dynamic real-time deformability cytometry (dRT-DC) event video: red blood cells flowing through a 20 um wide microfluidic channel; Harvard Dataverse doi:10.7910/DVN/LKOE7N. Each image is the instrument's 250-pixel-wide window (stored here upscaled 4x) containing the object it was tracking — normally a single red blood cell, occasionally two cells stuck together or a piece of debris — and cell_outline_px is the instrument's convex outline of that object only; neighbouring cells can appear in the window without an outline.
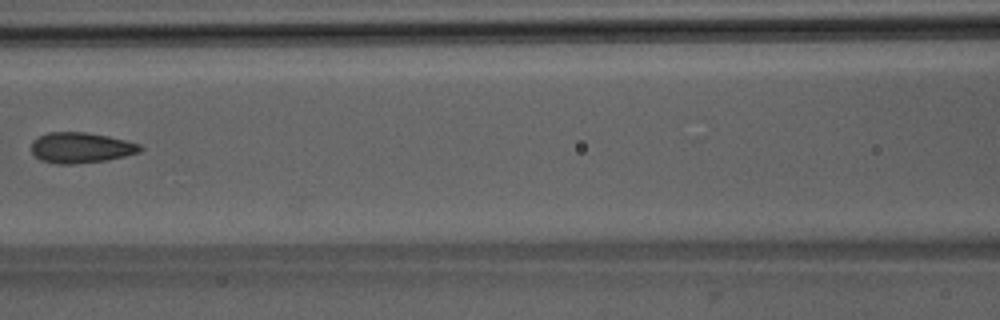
{"species": "Egyptian fruit bat (a non-hibernating species)", "species_latin": "Rousettus aegyptiacus", "temperature_condition": "room temperature", "stored_images_in_passage": 6, "camera_frame_rate_fps": 3000, "um_per_image_px": 0.085, "animal": {"sex": "male"}, "frame": {"image": 1, "passage_image": 6, "time_ms": 6.667, "image_size_px": [1000, 320], "cell_outline_px": [[144, 148], [140, 152], [108, 160], [72, 164], [56, 164], [40, 160], [32, 152], [32, 140], [48, 132], [84, 132], [108, 136], [140, 144]], "centroid_in_image_um": [6.88, 12.56], "position_along_channel_um": 159.7, "area_um2": 19.36}}